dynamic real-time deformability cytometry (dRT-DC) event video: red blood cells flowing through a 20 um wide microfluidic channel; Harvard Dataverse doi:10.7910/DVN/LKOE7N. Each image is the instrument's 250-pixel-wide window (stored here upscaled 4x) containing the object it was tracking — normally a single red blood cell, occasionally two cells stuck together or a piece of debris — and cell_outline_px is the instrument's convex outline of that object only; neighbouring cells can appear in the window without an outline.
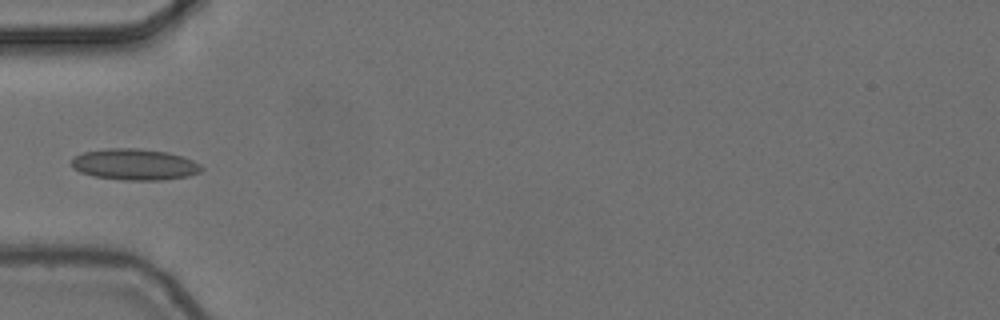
{"species": "common noctule bat (a hibernating species)", "species_latin": "Nyctalus noctula", "temperature_condition": "cold", "stored_images_in_passage": 7, "camera_frame_rate_fps": 3000, "um_per_image_px": 0.085, "animal": {"sex": "female", "body_mass_g": 24.6, "forearm_length_mm": 56.2}, "frame": {"image": 1, "passage_image": 4, "time_ms": 1.0, "image_size_px": [1000, 320], "cell_outline_px": [[204, 168], [200, 172], [188, 176], [164, 180], [124, 180], [96, 176], [80, 172], [72, 168], [72, 160], [76, 156], [84, 152], [108, 148], [136, 148], [168, 152], [192, 160], [200, 164]], "centroid_in_image_um": [11.46, 13.98], "position_along_channel_um": 73.5, "area_um2": 23.52}}
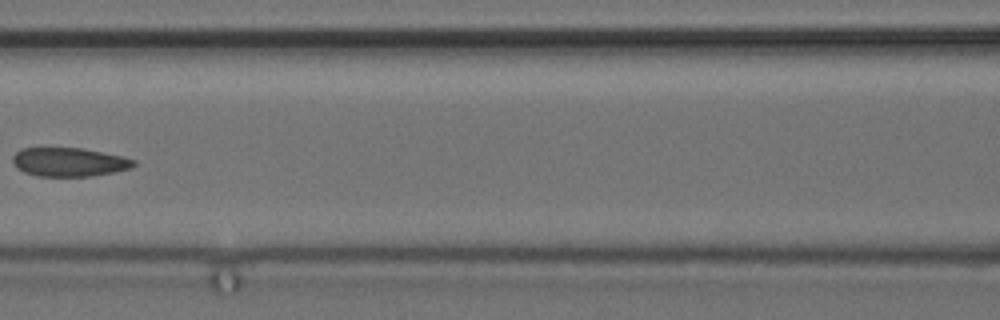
{"frame": {"image": 2, "passage_image": 6, "time_ms": 1.667, "image_size_px": [1000, 320], "cell_outline_px": [[136, 164], [132, 168], [92, 176], [36, 176], [24, 172], [16, 168], [12, 160], [12, 156], [20, 148], [80, 148], [124, 156], [136, 160]], "centroid_in_image_um": [5.87, 13.77], "position_along_channel_um": 160.7, "area_um2": 20.4}}
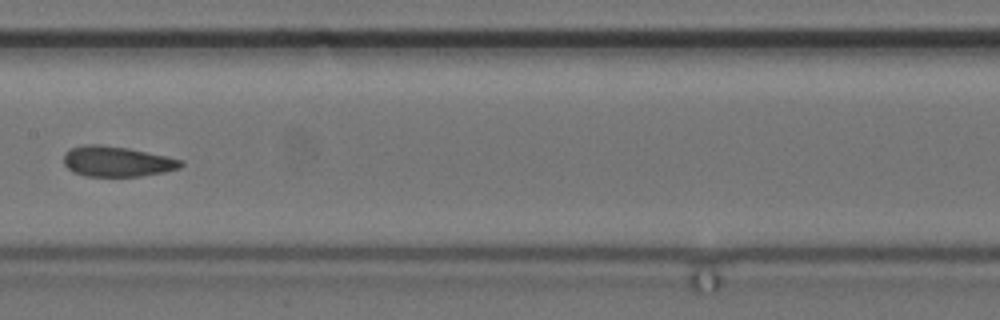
{"frame": {"image": 3, "passage_image": 7, "time_ms": 2.0, "image_size_px": [1000, 320], "cell_outline_px": [[184, 164], [180, 168], [164, 172], [140, 176], [84, 176], [72, 172], [64, 164], [64, 152], [68, 148], [84, 144], [100, 144], [128, 148], [168, 156], [184, 160]], "centroid_in_image_um": [9.93, 13.71], "position_along_channel_um": 197.5, "area_um2": 21.04}}